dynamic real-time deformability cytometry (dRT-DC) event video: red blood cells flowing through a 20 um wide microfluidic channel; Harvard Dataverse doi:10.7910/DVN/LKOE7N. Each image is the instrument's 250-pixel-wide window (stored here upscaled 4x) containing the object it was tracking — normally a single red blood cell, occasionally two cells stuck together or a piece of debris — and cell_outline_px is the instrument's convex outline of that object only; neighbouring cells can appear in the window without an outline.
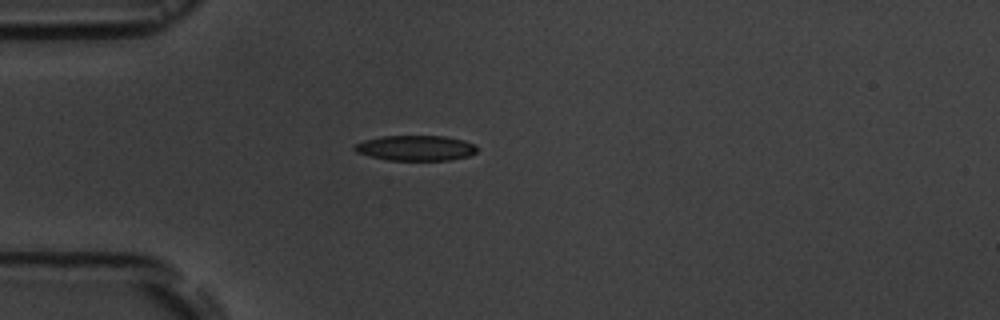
{"species": "common noctule bat (a hibernating species)", "species_latin": "Nyctalus noctula", "temperature_condition": "room temperature", "stored_images_in_passage": 6, "camera_frame_rate_fps": 3000, "um_per_image_px": 0.085, "animal": {"sex": "male", "body_mass_g": 19.5, "forearm_length_mm": 54.6}, "frame": {"image": 1, "passage_image": 6, "time_ms": 6.333, "image_size_px": [1000, 320], "cell_outline_px": [[476, 152], [468, 156], [452, 160], [388, 160], [356, 152], [352, 148], [356, 144], [364, 140], [380, 136], [444, 136], [464, 140], [476, 144]], "centroid_in_image_um": [35.35, 12.58], "position_along_channel_um": 49.6, "area_um2": 18.03}}